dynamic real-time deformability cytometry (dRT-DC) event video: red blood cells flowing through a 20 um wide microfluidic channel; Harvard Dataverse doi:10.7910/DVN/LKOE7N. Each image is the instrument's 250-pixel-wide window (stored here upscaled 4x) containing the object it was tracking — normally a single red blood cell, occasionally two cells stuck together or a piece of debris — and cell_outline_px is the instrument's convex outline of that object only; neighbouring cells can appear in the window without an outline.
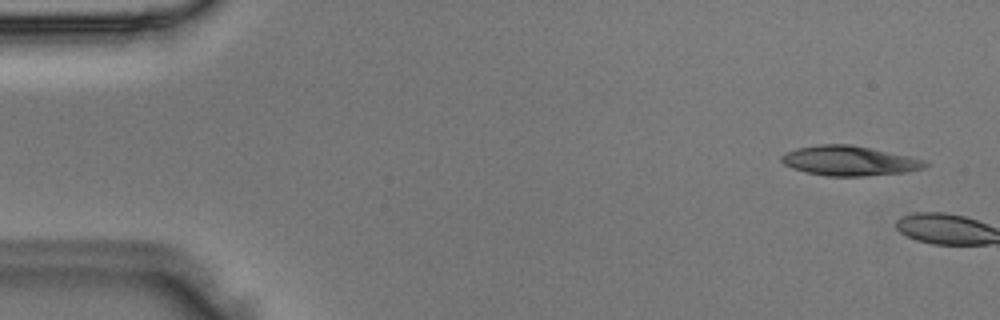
{"species": "Egyptian fruit bat (a non-hibernating species)", "species_latin": "Rousettus aegyptiacus", "temperature_condition": "room temperature", "stored_images_in_passage": 5, "camera_frame_rate_fps": 3000, "um_per_image_px": 0.085, "animal": {"sex": "male"}, "frame": {"image": 1, "passage_image": 1, "time_ms": 0.0, "image_size_px": [1000, 320], "cell_outline_px": [[928, 164], [924, 168], [908, 172], [860, 176], [828, 176], [808, 172], [792, 168], [784, 164], [780, 160], [780, 156], [796, 148], [820, 144], [848, 144], [928, 160]], "centroid_in_image_um": [72.2, 13.67], "position_along_channel_um": 12.8, "area_um2": 24.68}}
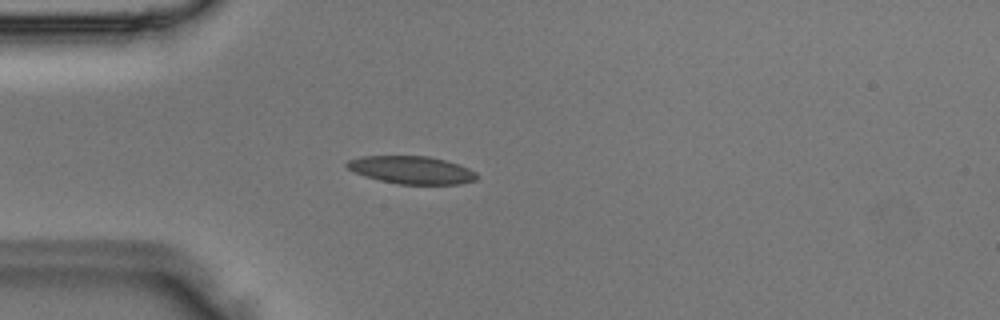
{"frame": {"image": 2, "passage_image": 5, "time_ms": 1.333, "image_size_px": [1000, 320], "cell_outline_px": [[476, 180], [460, 184], [396, 184], [364, 176], [348, 168], [344, 164], [348, 160], [360, 156], [428, 156], [444, 160], [468, 168], [476, 172]], "centroid_in_image_um": [34.96, 14.45], "position_along_channel_um": 50.0, "area_um2": 20.87}}